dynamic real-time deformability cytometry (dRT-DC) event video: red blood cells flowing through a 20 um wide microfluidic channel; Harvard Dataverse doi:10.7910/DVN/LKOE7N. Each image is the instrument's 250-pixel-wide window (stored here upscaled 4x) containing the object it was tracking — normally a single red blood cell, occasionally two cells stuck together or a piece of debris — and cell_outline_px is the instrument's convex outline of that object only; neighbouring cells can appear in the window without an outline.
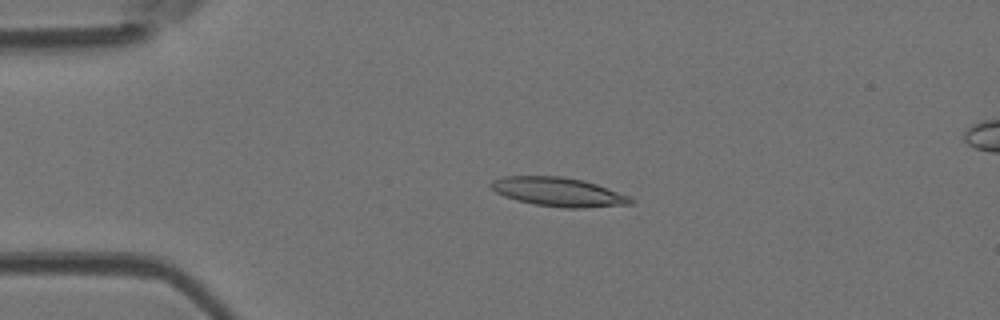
{"species": "Egyptian fruit bat (a non-hibernating species)", "species_latin": "Rousettus aegyptiacus", "temperature_condition": "room temperature", "stored_images_in_passage": 6, "camera_frame_rate_fps": 3000, "um_per_image_px": 0.085, "animal": {"sex": "female"}, "frame": {"image": 1, "passage_image": 4, "time_ms": 1.0, "image_size_px": [1000, 320], "cell_outline_px": [[636, 200], [632, 204], [584, 208], [564, 208], [536, 204], [516, 200], [504, 196], [496, 192], [488, 184], [492, 180], [504, 176], [560, 176], [584, 180], [632, 196]], "centroid_in_image_um": [47.5, 16.31], "position_along_channel_um": 37.5, "area_um2": 23.76}}
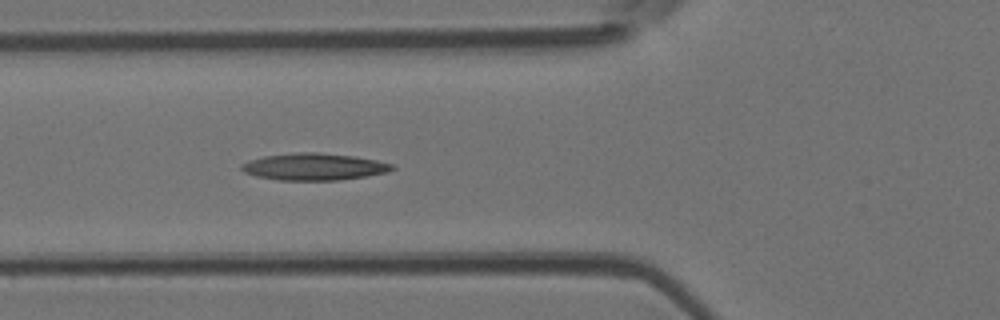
{"frame": {"image": 2, "passage_image": 6, "time_ms": 1.667, "image_size_px": [1000, 320], "cell_outline_px": [[396, 168], [388, 172], [364, 176], [336, 180], [280, 180], [256, 176], [244, 172], [240, 168], [240, 164], [248, 160], [264, 156], [296, 152], [316, 152], [356, 156], [376, 160], [392, 164]], "centroid_in_image_um": [26.67, 14.16], "position_along_channel_um": 99.1, "area_um2": 23.64}}